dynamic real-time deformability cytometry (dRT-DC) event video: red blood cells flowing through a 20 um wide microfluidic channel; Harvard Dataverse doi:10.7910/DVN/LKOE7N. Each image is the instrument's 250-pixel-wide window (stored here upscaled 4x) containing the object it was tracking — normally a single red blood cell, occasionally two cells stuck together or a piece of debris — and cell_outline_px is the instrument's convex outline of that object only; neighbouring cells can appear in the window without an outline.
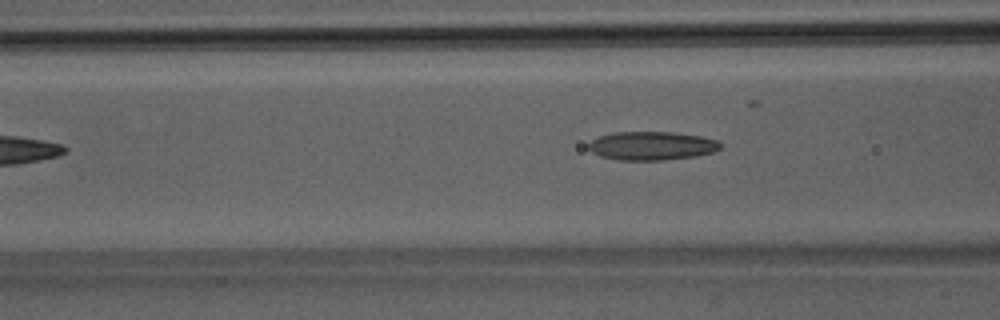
{"species": "Egyptian fruit bat (a non-hibernating species)", "species_latin": "Rousettus aegyptiacus", "temperature_condition": "room temperature", "stored_images_in_passage": 4, "camera_frame_rate_fps": 3000, "um_per_image_px": 0.085, "animal": {"sex": "male"}, "frame": {"image": 1, "passage_image": 4, "time_ms": 3.667, "image_size_px": [1000, 320], "cell_outline_px": [[724, 144], [720, 148], [712, 152], [696, 156], [664, 160], [620, 160], [600, 156], [592, 152], [588, 148], [588, 144], [592, 140], [600, 136], [612, 132], [672, 132], [700, 136], [720, 140]], "centroid_in_image_um": [55.43, 12.39], "position_along_channel_um": 111.2, "area_um2": 22.08}}